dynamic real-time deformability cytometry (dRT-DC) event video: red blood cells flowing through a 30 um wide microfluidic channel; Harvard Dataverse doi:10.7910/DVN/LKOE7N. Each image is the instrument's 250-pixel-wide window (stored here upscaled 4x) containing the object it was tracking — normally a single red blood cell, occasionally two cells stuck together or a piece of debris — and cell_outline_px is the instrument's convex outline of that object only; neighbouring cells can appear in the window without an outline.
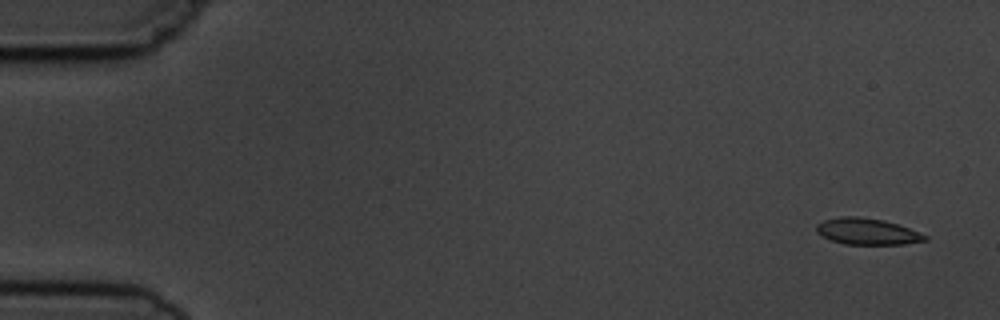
{"species": "common noctule bat (a hibernating species)", "species_latin": "Nyctalus noctula", "temperature_condition": "cold", "stored_images_in_passage": 4, "camera_frame_rate_fps": 3000, "um_per_image_px": 0.085, "animal": {"sex": "male", "body_mass_g": 19.5, "forearm_length_mm": 54.6}, "frame": {"image": 1, "passage_image": 1, "time_ms": 0.0, "image_size_px": [1000, 320], "cell_outline_px": [[928, 240], [904, 244], [844, 244], [820, 236], [816, 232], [816, 224], [824, 220], [840, 216], [860, 216], [884, 220], [908, 228], [928, 236]], "centroid_in_image_um": [73.67, 19.67], "position_along_channel_um": 11.3, "area_um2": 16.7}}
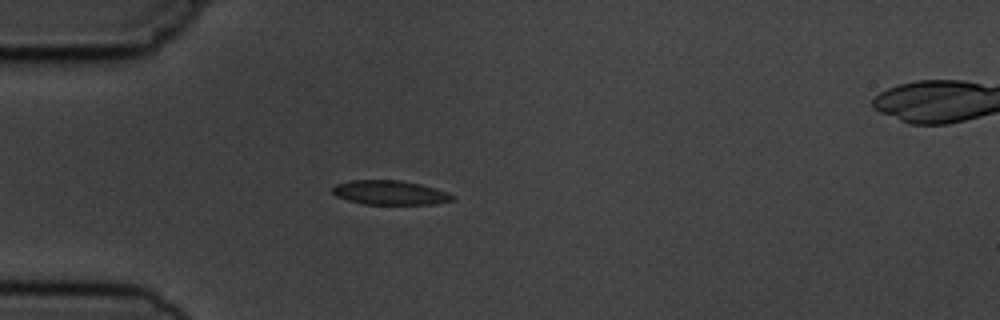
{"frame": {"image": 2, "passage_image": 4, "time_ms": 4.333, "image_size_px": [1000, 320], "cell_outline_px": [[456, 200], [436, 204], [364, 204], [348, 200], [336, 196], [332, 192], [332, 188], [336, 184], [352, 180], [400, 180], [420, 184], [436, 188], [448, 192], [456, 196]], "centroid_in_image_um": [33.2, 16.38], "position_along_channel_um": 51.8, "area_um2": 17.11}}